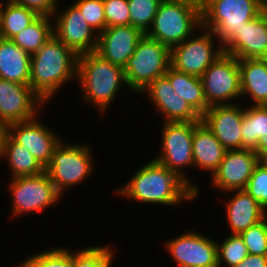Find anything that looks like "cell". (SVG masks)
<instances>
[{
  "label": "cell",
  "mask_w": 267,
  "mask_h": 267,
  "mask_svg": "<svg viewBox=\"0 0 267 267\" xmlns=\"http://www.w3.org/2000/svg\"><path fill=\"white\" fill-rule=\"evenodd\" d=\"M129 178L117 190V196L170 207H177L182 201H193L196 198V192L183 179L154 159L138 168Z\"/></svg>",
  "instance_id": "cell-1"
},
{
  "label": "cell",
  "mask_w": 267,
  "mask_h": 267,
  "mask_svg": "<svg viewBox=\"0 0 267 267\" xmlns=\"http://www.w3.org/2000/svg\"><path fill=\"white\" fill-rule=\"evenodd\" d=\"M78 55L54 34L33 55L30 61L29 85L46 103L67 82L77 80Z\"/></svg>",
  "instance_id": "cell-2"
},
{
  "label": "cell",
  "mask_w": 267,
  "mask_h": 267,
  "mask_svg": "<svg viewBox=\"0 0 267 267\" xmlns=\"http://www.w3.org/2000/svg\"><path fill=\"white\" fill-rule=\"evenodd\" d=\"M77 79L83 101L95 107L100 115L116 100L115 97L123 86L126 85L128 89L124 68L112 64L95 52L78 55Z\"/></svg>",
  "instance_id": "cell-3"
},
{
  "label": "cell",
  "mask_w": 267,
  "mask_h": 267,
  "mask_svg": "<svg viewBox=\"0 0 267 267\" xmlns=\"http://www.w3.org/2000/svg\"><path fill=\"white\" fill-rule=\"evenodd\" d=\"M266 7L267 0H206L201 26L211 30L223 46L245 22Z\"/></svg>",
  "instance_id": "cell-4"
},
{
  "label": "cell",
  "mask_w": 267,
  "mask_h": 267,
  "mask_svg": "<svg viewBox=\"0 0 267 267\" xmlns=\"http://www.w3.org/2000/svg\"><path fill=\"white\" fill-rule=\"evenodd\" d=\"M89 146L87 143L69 144L62 140L54 149L45 171L62 196L69 188L86 181L94 172L93 149Z\"/></svg>",
  "instance_id": "cell-5"
},
{
  "label": "cell",
  "mask_w": 267,
  "mask_h": 267,
  "mask_svg": "<svg viewBox=\"0 0 267 267\" xmlns=\"http://www.w3.org/2000/svg\"><path fill=\"white\" fill-rule=\"evenodd\" d=\"M169 67L170 48L144 34L124 67L127 87L140 95L156 78L164 76Z\"/></svg>",
  "instance_id": "cell-6"
},
{
  "label": "cell",
  "mask_w": 267,
  "mask_h": 267,
  "mask_svg": "<svg viewBox=\"0 0 267 267\" xmlns=\"http://www.w3.org/2000/svg\"><path fill=\"white\" fill-rule=\"evenodd\" d=\"M200 122H162V149L160 154L154 158V160L183 179L196 192V199L200 194V189L198 188L200 186H197L196 183L193 184L192 180H189L188 174L184 172L186 171L184 167L193 166L195 168L192 141L194 128Z\"/></svg>",
  "instance_id": "cell-7"
},
{
  "label": "cell",
  "mask_w": 267,
  "mask_h": 267,
  "mask_svg": "<svg viewBox=\"0 0 267 267\" xmlns=\"http://www.w3.org/2000/svg\"><path fill=\"white\" fill-rule=\"evenodd\" d=\"M200 27L201 13L198 10L163 0L146 35L171 48L199 31Z\"/></svg>",
  "instance_id": "cell-8"
},
{
  "label": "cell",
  "mask_w": 267,
  "mask_h": 267,
  "mask_svg": "<svg viewBox=\"0 0 267 267\" xmlns=\"http://www.w3.org/2000/svg\"><path fill=\"white\" fill-rule=\"evenodd\" d=\"M8 189L11 197L12 217L26 213L43 212L46 208L57 205L62 195L56 190L48 173L35 176H20L11 178Z\"/></svg>",
  "instance_id": "cell-9"
},
{
  "label": "cell",
  "mask_w": 267,
  "mask_h": 267,
  "mask_svg": "<svg viewBox=\"0 0 267 267\" xmlns=\"http://www.w3.org/2000/svg\"><path fill=\"white\" fill-rule=\"evenodd\" d=\"M199 30L201 34L195 35L196 32H194L182 43L170 48V67L197 77H201L206 69L224 53L221 44L216 47L215 41L218 42V40L211 30L202 26Z\"/></svg>",
  "instance_id": "cell-10"
},
{
  "label": "cell",
  "mask_w": 267,
  "mask_h": 267,
  "mask_svg": "<svg viewBox=\"0 0 267 267\" xmlns=\"http://www.w3.org/2000/svg\"><path fill=\"white\" fill-rule=\"evenodd\" d=\"M201 80L209 107L235 104L233 102L241 97L238 59L232 55L223 53L219 56L206 69Z\"/></svg>",
  "instance_id": "cell-11"
},
{
  "label": "cell",
  "mask_w": 267,
  "mask_h": 267,
  "mask_svg": "<svg viewBox=\"0 0 267 267\" xmlns=\"http://www.w3.org/2000/svg\"><path fill=\"white\" fill-rule=\"evenodd\" d=\"M46 104L30 85L0 78V124L4 127L36 118Z\"/></svg>",
  "instance_id": "cell-12"
},
{
  "label": "cell",
  "mask_w": 267,
  "mask_h": 267,
  "mask_svg": "<svg viewBox=\"0 0 267 267\" xmlns=\"http://www.w3.org/2000/svg\"><path fill=\"white\" fill-rule=\"evenodd\" d=\"M164 245L178 267H218L217 240L196 230L171 238Z\"/></svg>",
  "instance_id": "cell-13"
},
{
  "label": "cell",
  "mask_w": 267,
  "mask_h": 267,
  "mask_svg": "<svg viewBox=\"0 0 267 267\" xmlns=\"http://www.w3.org/2000/svg\"><path fill=\"white\" fill-rule=\"evenodd\" d=\"M57 14V16H56ZM53 34L77 55L95 52L98 33L87 23L80 10L71 4L63 12L56 10ZM57 18V19H56Z\"/></svg>",
  "instance_id": "cell-14"
},
{
  "label": "cell",
  "mask_w": 267,
  "mask_h": 267,
  "mask_svg": "<svg viewBox=\"0 0 267 267\" xmlns=\"http://www.w3.org/2000/svg\"><path fill=\"white\" fill-rule=\"evenodd\" d=\"M37 118L9 124L5 127V132L16 143L26 148L46 168L51 162L54 149L62 141V137Z\"/></svg>",
  "instance_id": "cell-15"
},
{
  "label": "cell",
  "mask_w": 267,
  "mask_h": 267,
  "mask_svg": "<svg viewBox=\"0 0 267 267\" xmlns=\"http://www.w3.org/2000/svg\"><path fill=\"white\" fill-rule=\"evenodd\" d=\"M258 163L255 150H227L219 168L210 176L211 184L221 192L244 190Z\"/></svg>",
  "instance_id": "cell-16"
},
{
  "label": "cell",
  "mask_w": 267,
  "mask_h": 267,
  "mask_svg": "<svg viewBox=\"0 0 267 267\" xmlns=\"http://www.w3.org/2000/svg\"><path fill=\"white\" fill-rule=\"evenodd\" d=\"M141 93L147 94L149 101L154 104L155 111L164 117L163 122L201 121V116L175 92L165 75L156 78Z\"/></svg>",
  "instance_id": "cell-17"
},
{
  "label": "cell",
  "mask_w": 267,
  "mask_h": 267,
  "mask_svg": "<svg viewBox=\"0 0 267 267\" xmlns=\"http://www.w3.org/2000/svg\"><path fill=\"white\" fill-rule=\"evenodd\" d=\"M243 107L235 102L230 105L209 107L201 121L210 129L226 150H242L241 125Z\"/></svg>",
  "instance_id": "cell-18"
},
{
  "label": "cell",
  "mask_w": 267,
  "mask_h": 267,
  "mask_svg": "<svg viewBox=\"0 0 267 267\" xmlns=\"http://www.w3.org/2000/svg\"><path fill=\"white\" fill-rule=\"evenodd\" d=\"M222 47L224 53L238 60L262 58L267 49V7L245 22Z\"/></svg>",
  "instance_id": "cell-19"
},
{
  "label": "cell",
  "mask_w": 267,
  "mask_h": 267,
  "mask_svg": "<svg viewBox=\"0 0 267 267\" xmlns=\"http://www.w3.org/2000/svg\"><path fill=\"white\" fill-rule=\"evenodd\" d=\"M144 34L132 25L107 27L98 34L95 53L124 68Z\"/></svg>",
  "instance_id": "cell-20"
},
{
  "label": "cell",
  "mask_w": 267,
  "mask_h": 267,
  "mask_svg": "<svg viewBox=\"0 0 267 267\" xmlns=\"http://www.w3.org/2000/svg\"><path fill=\"white\" fill-rule=\"evenodd\" d=\"M236 192V193H235ZM234 193L225 203L226 215L231 234H240L267 217V211L246 191L232 190Z\"/></svg>",
  "instance_id": "cell-21"
},
{
  "label": "cell",
  "mask_w": 267,
  "mask_h": 267,
  "mask_svg": "<svg viewBox=\"0 0 267 267\" xmlns=\"http://www.w3.org/2000/svg\"><path fill=\"white\" fill-rule=\"evenodd\" d=\"M192 149L195 168L211 175L217 171L227 151L202 121L194 128Z\"/></svg>",
  "instance_id": "cell-22"
},
{
  "label": "cell",
  "mask_w": 267,
  "mask_h": 267,
  "mask_svg": "<svg viewBox=\"0 0 267 267\" xmlns=\"http://www.w3.org/2000/svg\"><path fill=\"white\" fill-rule=\"evenodd\" d=\"M241 96L253 105H267V63L261 58L239 59Z\"/></svg>",
  "instance_id": "cell-23"
},
{
  "label": "cell",
  "mask_w": 267,
  "mask_h": 267,
  "mask_svg": "<svg viewBox=\"0 0 267 267\" xmlns=\"http://www.w3.org/2000/svg\"><path fill=\"white\" fill-rule=\"evenodd\" d=\"M31 55L0 37V78L29 85Z\"/></svg>",
  "instance_id": "cell-24"
},
{
  "label": "cell",
  "mask_w": 267,
  "mask_h": 267,
  "mask_svg": "<svg viewBox=\"0 0 267 267\" xmlns=\"http://www.w3.org/2000/svg\"><path fill=\"white\" fill-rule=\"evenodd\" d=\"M0 159H7L11 178L35 176L45 171L37 159L26 148L16 143L6 132L2 136Z\"/></svg>",
  "instance_id": "cell-25"
},
{
  "label": "cell",
  "mask_w": 267,
  "mask_h": 267,
  "mask_svg": "<svg viewBox=\"0 0 267 267\" xmlns=\"http://www.w3.org/2000/svg\"><path fill=\"white\" fill-rule=\"evenodd\" d=\"M165 76L170 80L175 92L186 100L200 116L208 110L201 77L179 72L172 67L168 68Z\"/></svg>",
  "instance_id": "cell-26"
},
{
  "label": "cell",
  "mask_w": 267,
  "mask_h": 267,
  "mask_svg": "<svg viewBox=\"0 0 267 267\" xmlns=\"http://www.w3.org/2000/svg\"><path fill=\"white\" fill-rule=\"evenodd\" d=\"M53 18L38 16L11 40L30 55L36 53L53 35Z\"/></svg>",
  "instance_id": "cell-27"
},
{
  "label": "cell",
  "mask_w": 267,
  "mask_h": 267,
  "mask_svg": "<svg viewBox=\"0 0 267 267\" xmlns=\"http://www.w3.org/2000/svg\"><path fill=\"white\" fill-rule=\"evenodd\" d=\"M243 108L241 136L243 149L256 150L258 139L267 135V105Z\"/></svg>",
  "instance_id": "cell-28"
},
{
  "label": "cell",
  "mask_w": 267,
  "mask_h": 267,
  "mask_svg": "<svg viewBox=\"0 0 267 267\" xmlns=\"http://www.w3.org/2000/svg\"><path fill=\"white\" fill-rule=\"evenodd\" d=\"M38 15L24 6L3 1L1 11L0 37L11 39L14 35L26 28Z\"/></svg>",
  "instance_id": "cell-29"
},
{
  "label": "cell",
  "mask_w": 267,
  "mask_h": 267,
  "mask_svg": "<svg viewBox=\"0 0 267 267\" xmlns=\"http://www.w3.org/2000/svg\"><path fill=\"white\" fill-rule=\"evenodd\" d=\"M17 267H74V250L57 247L28 256Z\"/></svg>",
  "instance_id": "cell-30"
},
{
  "label": "cell",
  "mask_w": 267,
  "mask_h": 267,
  "mask_svg": "<svg viewBox=\"0 0 267 267\" xmlns=\"http://www.w3.org/2000/svg\"><path fill=\"white\" fill-rule=\"evenodd\" d=\"M163 0H128L130 25L146 34Z\"/></svg>",
  "instance_id": "cell-31"
},
{
  "label": "cell",
  "mask_w": 267,
  "mask_h": 267,
  "mask_svg": "<svg viewBox=\"0 0 267 267\" xmlns=\"http://www.w3.org/2000/svg\"><path fill=\"white\" fill-rule=\"evenodd\" d=\"M92 246L74 252V267H112L115 250L108 244Z\"/></svg>",
  "instance_id": "cell-32"
},
{
  "label": "cell",
  "mask_w": 267,
  "mask_h": 267,
  "mask_svg": "<svg viewBox=\"0 0 267 267\" xmlns=\"http://www.w3.org/2000/svg\"><path fill=\"white\" fill-rule=\"evenodd\" d=\"M217 254L218 267H232L247 257L249 252L240 235L232 234L221 243L217 241Z\"/></svg>",
  "instance_id": "cell-33"
},
{
  "label": "cell",
  "mask_w": 267,
  "mask_h": 267,
  "mask_svg": "<svg viewBox=\"0 0 267 267\" xmlns=\"http://www.w3.org/2000/svg\"><path fill=\"white\" fill-rule=\"evenodd\" d=\"M239 235L249 254L267 256V217Z\"/></svg>",
  "instance_id": "cell-34"
},
{
  "label": "cell",
  "mask_w": 267,
  "mask_h": 267,
  "mask_svg": "<svg viewBox=\"0 0 267 267\" xmlns=\"http://www.w3.org/2000/svg\"><path fill=\"white\" fill-rule=\"evenodd\" d=\"M73 4L98 34L107 28L103 0H75Z\"/></svg>",
  "instance_id": "cell-35"
},
{
  "label": "cell",
  "mask_w": 267,
  "mask_h": 267,
  "mask_svg": "<svg viewBox=\"0 0 267 267\" xmlns=\"http://www.w3.org/2000/svg\"><path fill=\"white\" fill-rule=\"evenodd\" d=\"M244 191L267 211V162L259 161Z\"/></svg>",
  "instance_id": "cell-36"
},
{
  "label": "cell",
  "mask_w": 267,
  "mask_h": 267,
  "mask_svg": "<svg viewBox=\"0 0 267 267\" xmlns=\"http://www.w3.org/2000/svg\"><path fill=\"white\" fill-rule=\"evenodd\" d=\"M107 27L130 25L128 0H103Z\"/></svg>",
  "instance_id": "cell-37"
},
{
  "label": "cell",
  "mask_w": 267,
  "mask_h": 267,
  "mask_svg": "<svg viewBox=\"0 0 267 267\" xmlns=\"http://www.w3.org/2000/svg\"><path fill=\"white\" fill-rule=\"evenodd\" d=\"M33 10L38 16H54L59 0H6Z\"/></svg>",
  "instance_id": "cell-38"
},
{
  "label": "cell",
  "mask_w": 267,
  "mask_h": 267,
  "mask_svg": "<svg viewBox=\"0 0 267 267\" xmlns=\"http://www.w3.org/2000/svg\"><path fill=\"white\" fill-rule=\"evenodd\" d=\"M232 267H267V256L248 254L239 264Z\"/></svg>",
  "instance_id": "cell-39"
},
{
  "label": "cell",
  "mask_w": 267,
  "mask_h": 267,
  "mask_svg": "<svg viewBox=\"0 0 267 267\" xmlns=\"http://www.w3.org/2000/svg\"><path fill=\"white\" fill-rule=\"evenodd\" d=\"M255 153L257 154L260 162H267V135L258 139Z\"/></svg>",
  "instance_id": "cell-40"
},
{
  "label": "cell",
  "mask_w": 267,
  "mask_h": 267,
  "mask_svg": "<svg viewBox=\"0 0 267 267\" xmlns=\"http://www.w3.org/2000/svg\"><path fill=\"white\" fill-rule=\"evenodd\" d=\"M176 3H182L185 5H188L196 10H198L200 13H202L206 0H168Z\"/></svg>",
  "instance_id": "cell-41"
},
{
  "label": "cell",
  "mask_w": 267,
  "mask_h": 267,
  "mask_svg": "<svg viewBox=\"0 0 267 267\" xmlns=\"http://www.w3.org/2000/svg\"><path fill=\"white\" fill-rule=\"evenodd\" d=\"M4 132H5V127L2 124H0V154H1V141Z\"/></svg>",
  "instance_id": "cell-42"
},
{
  "label": "cell",
  "mask_w": 267,
  "mask_h": 267,
  "mask_svg": "<svg viewBox=\"0 0 267 267\" xmlns=\"http://www.w3.org/2000/svg\"><path fill=\"white\" fill-rule=\"evenodd\" d=\"M3 1L0 0V29H1V11H2Z\"/></svg>",
  "instance_id": "cell-43"
},
{
  "label": "cell",
  "mask_w": 267,
  "mask_h": 267,
  "mask_svg": "<svg viewBox=\"0 0 267 267\" xmlns=\"http://www.w3.org/2000/svg\"><path fill=\"white\" fill-rule=\"evenodd\" d=\"M261 59L267 63V49H266V52H265V54L262 56Z\"/></svg>",
  "instance_id": "cell-44"
}]
</instances>
